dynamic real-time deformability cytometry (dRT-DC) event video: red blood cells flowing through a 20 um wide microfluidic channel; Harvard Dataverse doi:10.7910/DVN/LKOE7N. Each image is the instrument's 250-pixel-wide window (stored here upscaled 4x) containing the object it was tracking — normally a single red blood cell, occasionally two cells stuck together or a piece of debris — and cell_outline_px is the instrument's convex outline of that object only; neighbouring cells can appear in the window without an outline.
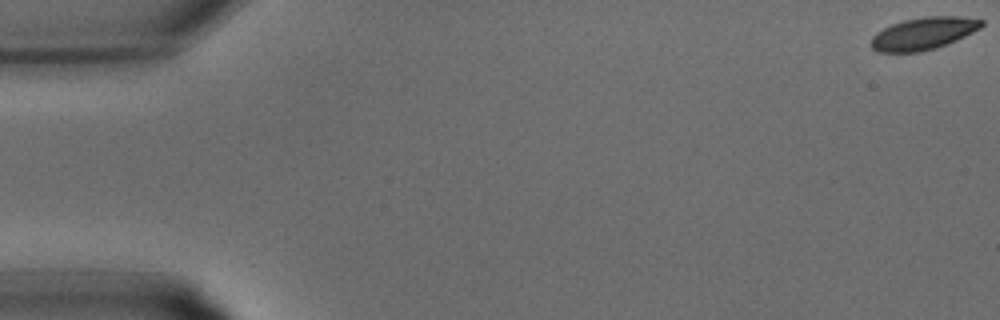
{"species": "common noctule bat (a hibernating species)", "species_latin": "Nyctalus noctula", "temperature_condition": "warm", "stored_images_in_passage": 11, "camera_frame_rate_fps": 3000, "um_per_image_px": 0.085, "animal": {"sex": "male", "body_mass_g": 15.6}, "frame": {"image": 1, "passage_image": 1, "time_ms": 0.0, "image_size_px": [1000, 320], "cell_outline_px": [[984, 24], [980, 28], [948, 44], [936, 48], [920, 52], [876, 52], [868, 44], [872, 36], [876, 32], [892, 24], [904, 20], [928, 16], [956, 16], [984, 20]], "centroid_in_image_um": [78.45, 2.86], "position_along_channel_um": 6.6, "area_um2": 20.87}}
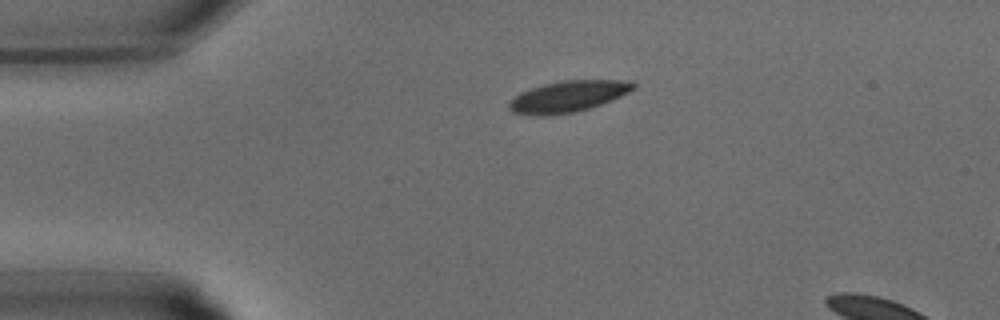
{"frame": {"image": 2, "passage_image": 8, "time_ms": 2.333, "image_size_px": [1000, 320], "cell_outline_px": [[636, 88], [620, 96], [600, 104], [576, 112], [548, 116], [532, 116], [512, 112], [508, 108], [508, 104], [520, 92], [544, 84], [564, 80], [632, 80], [636, 84]], "centroid_in_image_um": [48.28, 8.2], "position_along_channel_um": 36.7, "area_um2": 22.66}}